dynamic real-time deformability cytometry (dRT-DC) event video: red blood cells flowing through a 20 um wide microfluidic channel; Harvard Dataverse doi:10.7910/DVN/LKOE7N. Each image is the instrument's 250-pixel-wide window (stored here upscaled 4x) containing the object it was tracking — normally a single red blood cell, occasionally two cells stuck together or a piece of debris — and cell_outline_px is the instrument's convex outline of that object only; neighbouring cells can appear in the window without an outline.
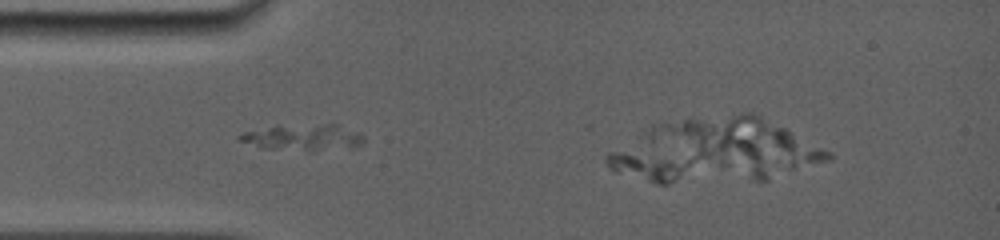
{"species": "common noctule bat (a hibernating species)", "species_latin": "Nyctalus noctula", "temperature_condition": "room temperature", "stored_images_in_passage": 20, "camera_frame_rate_fps": 5000, "um_per_image_px": 0.085, "animal": {"sex": "female", "body_mass_g": 19.0, "forearm_length_mm": 56.7}, "frame": {"image": 1, "passage_image": 1, "time_ms": 0.0, "image_size_px": [1000, 240], "cell_outline_px": [[364, 140], [360, 144], [352, 148], [260, 148], [236, 140], [236, 136], [244, 132], [272, 128], [324, 124], [336, 124], [356, 132], [364, 136]], "centroid_in_image_um": [25.76, 11.67], "position_along_channel_um": 59.2, "area_um2": 17.51}}